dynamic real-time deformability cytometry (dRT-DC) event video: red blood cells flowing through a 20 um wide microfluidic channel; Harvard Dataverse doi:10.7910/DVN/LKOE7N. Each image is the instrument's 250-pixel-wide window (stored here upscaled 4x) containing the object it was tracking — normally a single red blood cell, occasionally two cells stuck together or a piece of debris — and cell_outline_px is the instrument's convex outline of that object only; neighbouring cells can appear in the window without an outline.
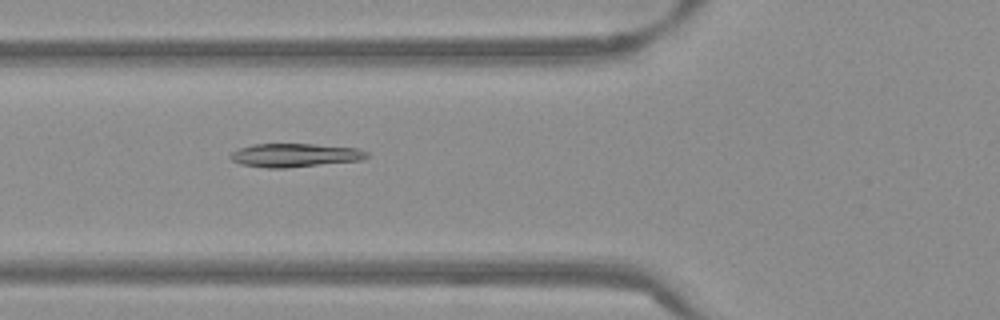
{"species": "Egyptian fruit bat (a non-hibernating species)", "species_latin": "Rousettus aegyptiacus", "temperature_condition": "warm", "stored_images_in_passage": 53, "camera_frame_rate_fps": 3000, "um_per_image_px": 0.085, "frame": {"image": 1, "passage_image": 20, "time_ms": 6.333, "image_size_px": [1000, 320], "cell_outline_px": [[368, 156], [364, 160], [284, 168], [268, 168], [240, 164], [232, 160], [228, 156], [232, 152], [240, 148], [252, 144], [316, 144], [356, 148], [368, 152]], "centroid_in_image_um": [25.07, 13.19], "position_along_channel_um": 100.7, "area_um2": 18.73}}
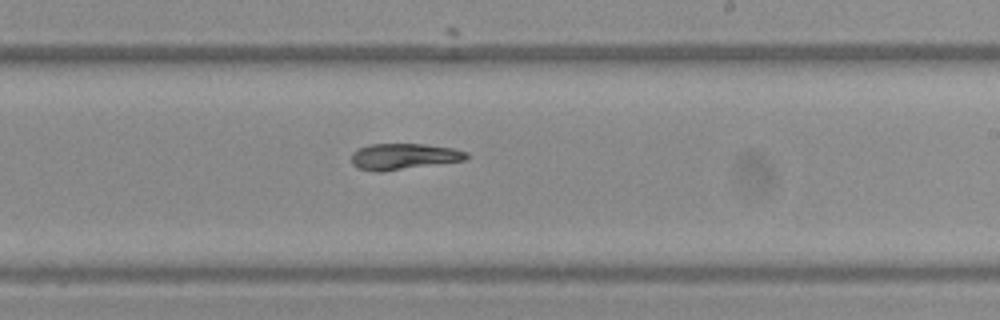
{"frame": {"image": 2, "passage_image": 32, "time_ms": 10.333, "image_size_px": [1000, 320], "cell_outline_px": [[468, 156], [464, 160], [384, 172], [376, 172], [356, 168], [352, 164], [352, 152], [356, 148], [368, 144], [424, 144], [452, 148], [468, 152]], "centroid_in_image_um": [34.25, 13.3], "position_along_channel_um": 254.7, "area_um2": 17.69}}
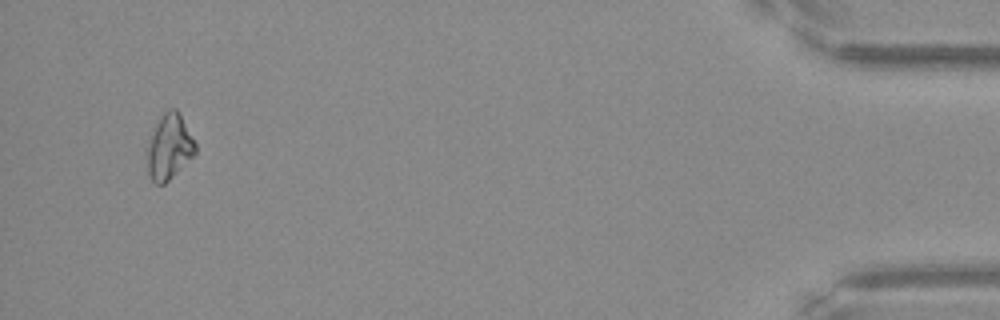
{"frame": {"image": 3, "passage_image": 51, "time_ms": 16.667, "image_size_px": [1000, 320], "cell_outline_px": [[196, 152], [164, 184], [156, 184], [148, 176], [144, 152], [148, 140], [160, 116], [168, 108], [176, 108], [196, 144]], "centroid_in_image_um": [14.31, 12.49], "position_along_channel_um": 420.9, "area_um2": 18.38}, "authors_computed_cell_mechanics": {"area_um2": 18.2648, "velocity_mm_per_s": 3.8357, "shape_relaxation_time_tau1_ms": null, "shape_relaxation_time_tau2_ms": 10.0076, "deformation_change_tau1": null, "deformation_change_tau2": 0.1552}}